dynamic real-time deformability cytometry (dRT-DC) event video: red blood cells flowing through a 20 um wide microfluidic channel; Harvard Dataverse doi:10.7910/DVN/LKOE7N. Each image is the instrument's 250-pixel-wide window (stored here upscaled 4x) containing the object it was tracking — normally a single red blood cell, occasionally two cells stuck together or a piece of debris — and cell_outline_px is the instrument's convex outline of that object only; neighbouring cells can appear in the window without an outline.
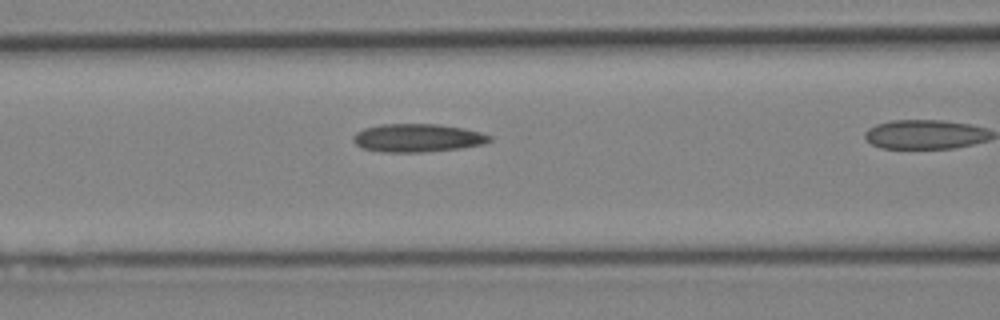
{"species": "Egyptian fruit bat (a non-hibernating species)", "species_latin": "Rousettus aegyptiacus", "temperature_condition": "cold", "stored_images_in_passage": 27, "camera_frame_rate_fps": 3000, "um_per_image_px": 0.085, "animal": {"sex": "female"}, "frame": {"image": 1, "passage_image": 16, "time_ms": 5.0, "image_size_px": [1000, 320], "cell_outline_px": [[492, 140], [480, 144], [460, 148], [424, 152], [380, 152], [360, 148], [352, 140], [352, 136], [356, 132], [364, 128], [384, 124], [436, 124], [464, 128], [480, 132], [492, 136]], "centroid_in_image_um": [35.44, 11.72], "position_along_channel_um": 131.2, "area_um2": 22.43}}
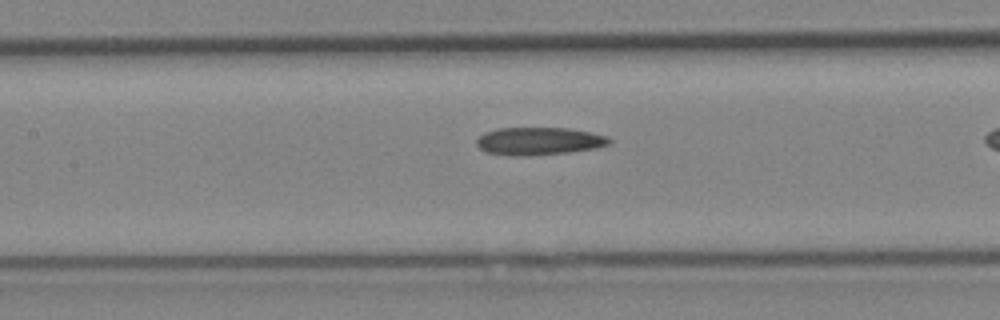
{"frame": {"image": 2, "passage_image": 18, "time_ms": 5.667, "image_size_px": [1000, 320], "cell_outline_px": [[612, 144], [596, 148], [568, 152], [524, 156], [512, 156], [484, 152], [476, 144], [476, 140], [484, 132], [496, 128], [568, 128], [608, 136], [612, 140]], "centroid_in_image_um": [45.8, 12.0], "position_along_channel_um": 161.6, "area_um2": 21.56}}
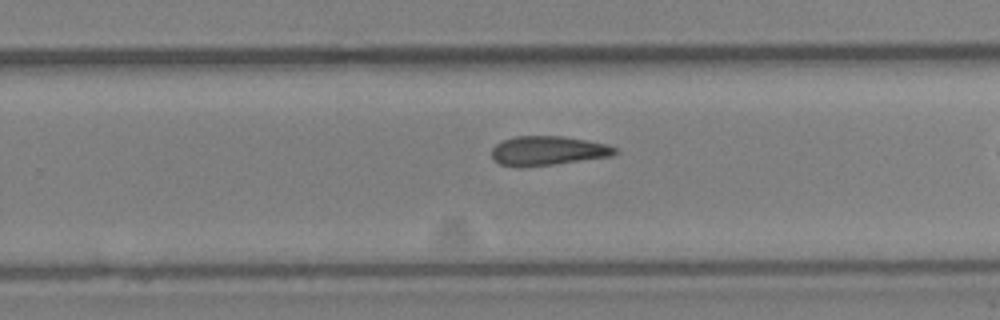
{"frame": {"image": 3, "passage_image": 26, "time_ms": 8.333, "image_size_px": [1000, 320], "cell_outline_px": [[620, 152], [612, 156], [556, 164], [524, 168], [520, 168], [500, 164], [492, 160], [492, 148], [500, 140], [516, 136], [564, 136], [608, 144], [616, 148]], "centroid_in_image_um": [46.55, 12.82], "position_along_channel_um": 283.3, "area_um2": 21.5}}